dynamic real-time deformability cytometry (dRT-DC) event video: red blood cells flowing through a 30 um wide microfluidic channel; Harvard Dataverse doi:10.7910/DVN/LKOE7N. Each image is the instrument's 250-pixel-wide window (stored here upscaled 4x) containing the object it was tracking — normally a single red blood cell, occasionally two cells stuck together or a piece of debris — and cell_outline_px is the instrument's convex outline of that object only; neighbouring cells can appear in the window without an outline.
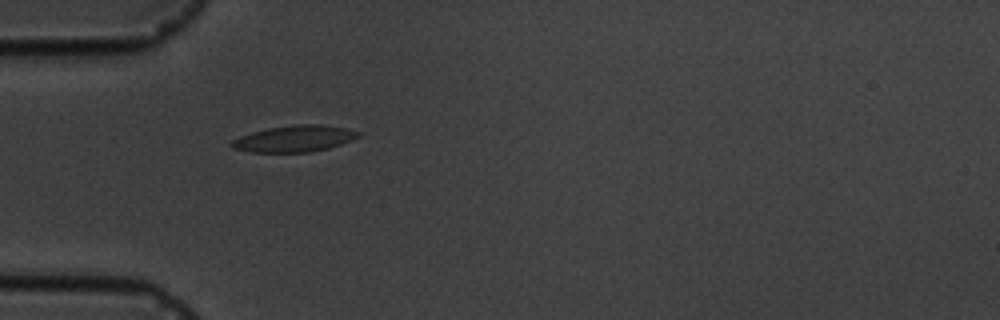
{"species": "common noctule bat (a hibernating species)", "species_latin": "Nyctalus noctula", "temperature_condition": "cold", "stored_images_in_passage": 3, "camera_frame_rate_fps": 3000, "um_per_image_px": 0.085, "animal": {"sex": "male", "body_mass_g": 19.5, "forearm_length_mm": 54.6}, "frame": {"image": 1, "passage_image": 2, "time_ms": 1.333, "image_size_px": [1000, 320], "cell_outline_px": [[360, 136], [352, 140], [328, 148], [308, 152], [252, 152], [232, 148], [232, 140], [240, 136], [252, 132], [268, 128], [296, 124], [320, 124], [348, 128], [360, 132]], "centroid_in_image_um": [25.05, 11.78], "position_along_channel_um": 60.0, "area_um2": 19.42}}
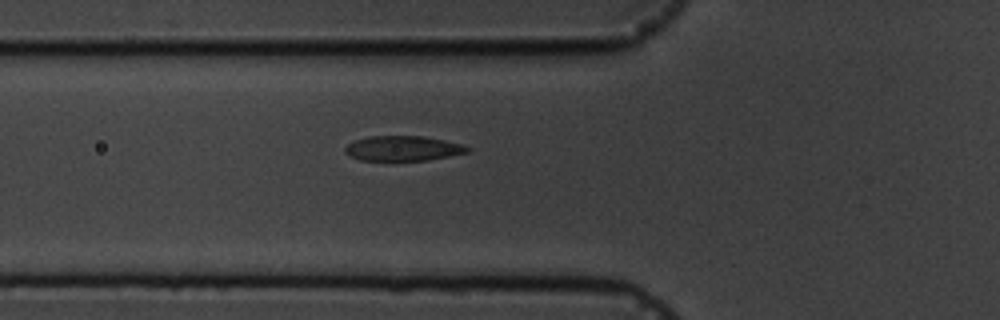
{"frame": {"image": 2, "passage_image": 3, "time_ms": 2.333, "image_size_px": [1000, 320], "cell_outline_px": [[472, 148], [468, 152], [428, 160], [360, 160], [348, 156], [344, 152], [344, 148], [348, 144], [356, 140], [368, 136], [424, 136], [464, 144]], "centroid_in_image_um": [34.25, 12.61], "position_along_channel_um": 91.5, "area_um2": 17.86}}